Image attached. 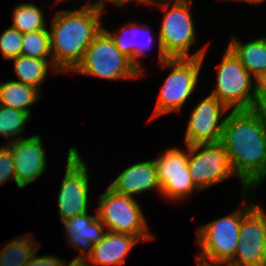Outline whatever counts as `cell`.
Masks as SVG:
<instances>
[{
  "mask_svg": "<svg viewBox=\"0 0 266 266\" xmlns=\"http://www.w3.org/2000/svg\"><path fill=\"white\" fill-rule=\"evenodd\" d=\"M231 168L241 182L242 195L253 193L266 179V129L255 110L230 111L222 139Z\"/></svg>",
  "mask_w": 266,
  "mask_h": 266,
  "instance_id": "1",
  "label": "cell"
},
{
  "mask_svg": "<svg viewBox=\"0 0 266 266\" xmlns=\"http://www.w3.org/2000/svg\"><path fill=\"white\" fill-rule=\"evenodd\" d=\"M105 5L89 2L73 10H59L48 29L53 64L63 73L72 71L101 31Z\"/></svg>",
  "mask_w": 266,
  "mask_h": 266,
  "instance_id": "2",
  "label": "cell"
},
{
  "mask_svg": "<svg viewBox=\"0 0 266 266\" xmlns=\"http://www.w3.org/2000/svg\"><path fill=\"white\" fill-rule=\"evenodd\" d=\"M192 3L193 0H158L148 4L149 7L155 4L165 11L158 35L160 64L167 58H202L206 55L207 44L195 54L189 53L190 47L196 40L195 25L190 10Z\"/></svg>",
  "mask_w": 266,
  "mask_h": 266,
  "instance_id": "3",
  "label": "cell"
},
{
  "mask_svg": "<svg viewBox=\"0 0 266 266\" xmlns=\"http://www.w3.org/2000/svg\"><path fill=\"white\" fill-rule=\"evenodd\" d=\"M245 195L241 196V202L244 201L243 209L235 210L198 228L196 243L201 252L195 255L197 261L221 265L229 263L234 258L239 241L241 221L255 206V203L248 205L245 203Z\"/></svg>",
  "mask_w": 266,
  "mask_h": 266,
  "instance_id": "4",
  "label": "cell"
},
{
  "mask_svg": "<svg viewBox=\"0 0 266 266\" xmlns=\"http://www.w3.org/2000/svg\"><path fill=\"white\" fill-rule=\"evenodd\" d=\"M72 72L106 80L141 77V73L119 51L104 27L87 47L82 60Z\"/></svg>",
  "mask_w": 266,
  "mask_h": 266,
  "instance_id": "5",
  "label": "cell"
},
{
  "mask_svg": "<svg viewBox=\"0 0 266 266\" xmlns=\"http://www.w3.org/2000/svg\"><path fill=\"white\" fill-rule=\"evenodd\" d=\"M97 203V217L107 231L136 236L140 241L155 239L148 231V222L135 197L115 192L108 186Z\"/></svg>",
  "mask_w": 266,
  "mask_h": 266,
  "instance_id": "6",
  "label": "cell"
},
{
  "mask_svg": "<svg viewBox=\"0 0 266 266\" xmlns=\"http://www.w3.org/2000/svg\"><path fill=\"white\" fill-rule=\"evenodd\" d=\"M202 58H167L161 65L171 69L160 89L152 118L171 112H178L198 86Z\"/></svg>",
  "mask_w": 266,
  "mask_h": 266,
  "instance_id": "7",
  "label": "cell"
},
{
  "mask_svg": "<svg viewBox=\"0 0 266 266\" xmlns=\"http://www.w3.org/2000/svg\"><path fill=\"white\" fill-rule=\"evenodd\" d=\"M253 80L255 78L227 47L217 66V83L211 95L231 111L255 110V83Z\"/></svg>",
  "mask_w": 266,
  "mask_h": 266,
  "instance_id": "8",
  "label": "cell"
},
{
  "mask_svg": "<svg viewBox=\"0 0 266 266\" xmlns=\"http://www.w3.org/2000/svg\"><path fill=\"white\" fill-rule=\"evenodd\" d=\"M88 165L83 161L76 147L67 153L64 179L60 183L57 204L60 219H68L88 212L89 174Z\"/></svg>",
  "mask_w": 266,
  "mask_h": 266,
  "instance_id": "9",
  "label": "cell"
},
{
  "mask_svg": "<svg viewBox=\"0 0 266 266\" xmlns=\"http://www.w3.org/2000/svg\"><path fill=\"white\" fill-rule=\"evenodd\" d=\"M188 170L199 191L235 175L221 143L188 145Z\"/></svg>",
  "mask_w": 266,
  "mask_h": 266,
  "instance_id": "10",
  "label": "cell"
},
{
  "mask_svg": "<svg viewBox=\"0 0 266 266\" xmlns=\"http://www.w3.org/2000/svg\"><path fill=\"white\" fill-rule=\"evenodd\" d=\"M185 146L186 150L169 148L154 159L161 187L160 196H164L166 200H186V197H190L198 189L188 170V145Z\"/></svg>",
  "mask_w": 266,
  "mask_h": 266,
  "instance_id": "11",
  "label": "cell"
},
{
  "mask_svg": "<svg viewBox=\"0 0 266 266\" xmlns=\"http://www.w3.org/2000/svg\"><path fill=\"white\" fill-rule=\"evenodd\" d=\"M229 111L211 94L200 100L190 114L184 136L185 145L220 143L225 121L223 116Z\"/></svg>",
  "mask_w": 266,
  "mask_h": 266,
  "instance_id": "12",
  "label": "cell"
},
{
  "mask_svg": "<svg viewBox=\"0 0 266 266\" xmlns=\"http://www.w3.org/2000/svg\"><path fill=\"white\" fill-rule=\"evenodd\" d=\"M234 266H266V218L259 204L243 217Z\"/></svg>",
  "mask_w": 266,
  "mask_h": 266,
  "instance_id": "13",
  "label": "cell"
},
{
  "mask_svg": "<svg viewBox=\"0 0 266 266\" xmlns=\"http://www.w3.org/2000/svg\"><path fill=\"white\" fill-rule=\"evenodd\" d=\"M39 134L18 139L8 144L14 158L16 185L21 189L47 172V156Z\"/></svg>",
  "mask_w": 266,
  "mask_h": 266,
  "instance_id": "14",
  "label": "cell"
},
{
  "mask_svg": "<svg viewBox=\"0 0 266 266\" xmlns=\"http://www.w3.org/2000/svg\"><path fill=\"white\" fill-rule=\"evenodd\" d=\"M61 221L66 230L68 245L75 250L81 249L75 258L87 259L93 245L98 244L107 233L106 227L97 217V212L95 215L87 212Z\"/></svg>",
  "mask_w": 266,
  "mask_h": 266,
  "instance_id": "15",
  "label": "cell"
},
{
  "mask_svg": "<svg viewBox=\"0 0 266 266\" xmlns=\"http://www.w3.org/2000/svg\"><path fill=\"white\" fill-rule=\"evenodd\" d=\"M109 187L120 194L133 197L148 191L161 193L155 160L142 161L130 165L114 179Z\"/></svg>",
  "mask_w": 266,
  "mask_h": 266,
  "instance_id": "16",
  "label": "cell"
},
{
  "mask_svg": "<svg viewBox=\"0 0 266 266\" xmlns=\"http://www.w3.org/2000/svg\"><path fill=\"white\" fill-rule=\"evenodd\" d=\"M115 42L119 51L127 57L132 65L144 75L145 68L139 62L141 56L147 54L148 49L152 48L153 35L149 25L136 24V22L127 23L118 33H112L105 29Z\"/></svg>",
  "mask_w": 266,
  "mask_h": 266,
  "instance_id": "17",
  "label": "cell"
},
{
  "mask_svg": "<svg viewBox=\"0 0 266 266\" xmlns=\"http://www.w3.org/2000/svg\"><path fill=\"white\" fill-rule=\"evenodd\" d=\"M139 241L136 236L107 231L104 238L93 245V250L86 260L90 266H122Z\"/></svg>",
  "mask_w": 266,
  "mask_h": 266,
  "instance_id": "18",
  "label": "cell"
},
{
  "mask_svg": "<svg viewBox=\"0 0 266 266\" xmlns=\"http://www.w3.org/2000/svg\"><path fill=\"white\" fill-rule=\"evenodd\" d=\"M228 48L239 59L241 65L256 78L266 72V39L259 37L242 43L236 36H232Z\"/></svg>",
  "mask_w": 266,
  "mask_h": 266,
  "instance_id": "19",
  "label": "cell"
},
{
  "mask_svg": "<svg viewBox=\"0 0 266 266\" xmlns=\"http://www.w3.org/2000/svg\"><path fill=\"white\" fill-rule=\"evenodd\" d=\"M12 61H14V71L18 76V80L15 81L35 87L38 90L41 89L40 86L43 81H45L49 70H51L55 75L62 73L53 64L52 59L46 60L19 55L18 57L12 59Z\"/></svg>",
  "mask_w": 266,
  "mask_h": 266,
  "instance_id": "20",
  "label": "cell"
},
{
  "mask_svg": "<svg viewBox=\"0 0 266 266\" xmlns=\"http://www.w3.org/2000/svg\"><path fill=\"white\" fill-rule=\"evenodd\" d=\"M40 97L41 90L15 80L3 82L1 85L0 104L25 111L30 115L29 107L39 101Z\"/></svg>",
  "mask_w": 266,
  "mask_h": 266,
  "instance_id": "21",
  "label": "cell"
},
{
  "mask_svg": "<svg viewBox=\"0 0 266 266\" xmlns=\"http://www.w3.org/2000/svg\"><path fill=\"white\" fill-rule=\"evenodd\" d=\"M32 236L23 235L8 241L9 243L3 246L2 251L0 250V265L25 266L39 248L36 239Z\"/></svg>",
  "mask_w": 266,
  "mask_h": 266,
  "instance_id": "22",
  "label": "cell"
},
{
  "mask_svg": "<svg viewBox=\"0 0 266 266\" xmlns=\"http://www.w3.org/2000/svg\"><path fill=\"white\" fill-rule=\"evenodd\" d=\"M43 10L32 3L17 5L12 13V25L21 33L36 30H48Z\"/></svg>",
  "mask_w": 266,
  "mask_h": 266,
  "instance_id": "23",
  "label": "cell"
},
{
  "mask_svg": "<svg viewBox=\"0 0 266 266\" xmlns=\"http://www.w3.org/2000/svg\"><path fill=\"white\" fill-rule=\"evenodd\" d=\"M30 117L31 115L25 111L0 104V137L12 138L6 140L3 145H8L23 138L20 134L24 132L27 122L31 119Z\"/></svg>",
  "mask_w": 266,
  "mask_h": 266,
  "instance_id": "24",
  "label": "cell"
},
{
  "mask_svg": "<svg viewBox=\"0 0 266 266\" xmlns=\"http://www.w3.org/2000/svg\"><path fill=\"white\" fill-rule=\"evenodd\" d=\"M21 55L26 57L52 59L50 35L48 30L23 33Z\"/></svg>",
  "mask_w": 266,
  "mask_h": 266,
  "instance_id": "25",
  "label": "cell"
},
{
  "mask_svg": "<svg viewBox=\"0 0 266 266\" xmlns=\"http://www.w3.org/2000/svg\"><path fill=\"white\" fill-rule=\"evenodd\" d=\"M23 33L9 27L0 36V51L6 60H12L21 55Z\"/></svg>",
  "mask_w": 266,
  "mask_h": 266,
  "instance_id": "26",
  "label": "cell"
},
{
  "mask_svg": "<svg viewBox=\"0 0 266 266\" xmlns=\"http://www.w3.org/2000/svg\"><path fill=\"white\" fill-rule=\"evenodd\" d=\"M12 179L16 183V172L12 151L7 145H0V185Z\"/></svg>",
  "mask_w": 266,
  "mask_h": 266,
  "instance_id": "27",
  "label": "cell"
},
{
  "mask_svg": "<svg viewBox=\"0 0 266 266\" xmlns=\"http://www.w3.org/2000/svg\"><path fill=\"white\" fill-rule=\"evenodd\" d=\"M30 257V260L25 266H61L63 261L61 258H57L54 255H42L36 257V252Z\"/></svg>",
  "mask_w": 266,
  "mask_h": 266,
  "instance_id": "28",
  "label": "cell"
},
{
  "mask_svg": "<svg viewBox=\"0 0 266 266\" xmlns=\"http://www.w3.org/2000/svg\"><path fill=\"white\" fill-rule=\"evenodd\" d=\"M254 83L256 103L266 102V72L258 75Z\"/></svg>",
  "mask_w": 266,
  "mask_h": 266,
  "instance_id": "29",
  "label": "cell"
},
{
  "mask_svg": "<svg viewBox=\"0 0 266 266\" xmlns=\"http://www.w3.org/2000/svg\"><path fill=\"white\" fill-rule=\"evenodd\" d=\"M255 111L261 117L264 127L266 129V102L255 103Z\"/></svg>",
  "mask_w": 266,
  "mask_h": 266,
  "instance_id": "30",
  "label": "cell"
},
{
  "mask_svg": "<svg viewBox=\"0 0 266 266\" xmlns=\"http://www.w3.org/2000/svg\"><path fill=\"white\" fill-rule=\"evenodd\" d=\"M61 266H90L86 259L74 258L70 263L63 261Z\"/></svg>",
  "mask_w": 266,
  "mask_h": 266,
  "instance_id": "31",
  "label": "cell"
},
{
  "mask_svg": "<svg viewBox=\"0 0 266 266\" xmlns=\"http://www.w3.org/2000/svg\"><path fill=\"white\" fill-rule=\"evenodd\" d=\"M66 2V0H64ZM68 1V0H67ZM91 2L88 0V3ZM96 3L102 4V5H107V2L111 3L113 6L116 7H122L124 5V0H95Z\"/></svg>",
  "mask_w": 266,
  "mask_h": 266,
  "instance_id": "32",
  "label": "cell"
},
{
  "mask_svg": "<svg viewBox=\"0 0 266 266\" xmlns=\"http://www.w3.org/2000/svg\"><path fill=\"white\" fill-rule=\"evenodd\" d=\"M137 2V3H141V4H147V6H148V4H150V3H152V2H154V1H158V0H124V4H126V3H129V2Z\"/></svg>",
  "mask_w": 266,
  "mask_h": 266,
  "instance_id": "33",
  "label": "cell"
},
{
  "mask_svg": "<svg viewBox=\"0 0 266 266\" xmlns=\"http://www.w3.org/2000/svg\"><path fill=\"white\" fill-rule=\"evenodd\" d=\"M226 1V0H223ZM227 1H236V2H249V3H254V4H261L262 2H264L265 0H227Z\"/></svg>",
  "mask_w": 266,
  "mask_h": 266,
  "instance_id": "34",
  "label": "cell"
},
{
  "mask_svg": "<svg viewBox=\"0 0 266 266\" xmlns=\"http://www.w3.org/2000/svg\"><path fill=\"white\" fill-rule=\"evenodd\" d=\"M196 263H197L196 266H219V265H211V264L202 263V262L197 261V260H196Z\"/></svg>",
  "mask_w": 266,
  "mask_h": 266,
  "instance_id": "35",
  "label": "cell"
},
{
  "mask_svg": "<svg viewBox=\"0 0 266 266\" xmlns=\"http://www.w3.org/2000/svg\"><path fill=\"white\" fill-rule=\"evenodd\" d=\"M223 265H226V266H234V265H232V264H230V263L221 264V265H219V266H223Z\"/></svg>",
  "mask_w": 266,
  "mask_h": 266,
  "instance_id": "36",
  "label": "cell"
},
{
  "mask_svg": "<svg viewBox=\"0 0 266 266\" xmlns=\"http://www.w3.org/2000/svg\"><path fill=\"white\" fill-rule=\"evenodd\" d=\"M56 2L55 3H57V4H59V2L61 3H63L64 2V0H55Z\"/></svg>",
  "mask_w": 266,
  "mask_h": 266,
  "instance_id": "37",
  "label": "cell"
},
{
  "mask_svg": "<svg viewBox=\"0 0 266 266\" xmlns=\"http://www.w3.org/2000/svg\"><path fill=\"white\" fill-rule=\"evenodd\" d=\"M1 85H2V82H1V80H0V93H1Z\"/></svg>",
  "mask_w": 266,
  "mask_h": 266,
  "instance_id": "38",
  "label": "cell"
}]
</instances>
